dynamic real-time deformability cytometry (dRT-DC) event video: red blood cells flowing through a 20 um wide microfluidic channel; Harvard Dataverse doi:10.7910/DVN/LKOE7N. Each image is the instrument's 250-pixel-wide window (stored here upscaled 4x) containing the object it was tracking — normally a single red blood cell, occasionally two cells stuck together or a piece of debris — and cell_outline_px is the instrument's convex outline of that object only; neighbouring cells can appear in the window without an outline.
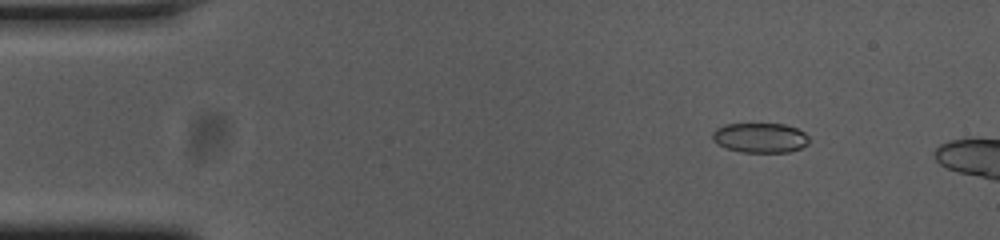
{"species": "common noctule bat (a hibernating species)", "species_latin": "Nyctalus noctula", "temperature_condition": "cold", "stored_images_in_passage": 11, "camera_frame_rate_fps": 3000, "um_per_image_px": 0.085, "animal": {"sex": "female", "body_mass_g": 23.0, "forearm_length_mm": 53.4}, "frame": {"image": 1, "passage_image": 7, "time_ms": 2.0, "image_size_px": [1000, 240], "cell_outline_px": [[808, 144], [800, 148], [788, 152], [740, 152], [724, 148], [712, 140], [712, 132], [716, 128], [724, 124], [784, 124], [796, 128], [804, 132], [808, 136]], "centroid_in_image_um": [64.58, 11.71], "position_along_channel_um": 20.4, "area_um2": 16.88}}